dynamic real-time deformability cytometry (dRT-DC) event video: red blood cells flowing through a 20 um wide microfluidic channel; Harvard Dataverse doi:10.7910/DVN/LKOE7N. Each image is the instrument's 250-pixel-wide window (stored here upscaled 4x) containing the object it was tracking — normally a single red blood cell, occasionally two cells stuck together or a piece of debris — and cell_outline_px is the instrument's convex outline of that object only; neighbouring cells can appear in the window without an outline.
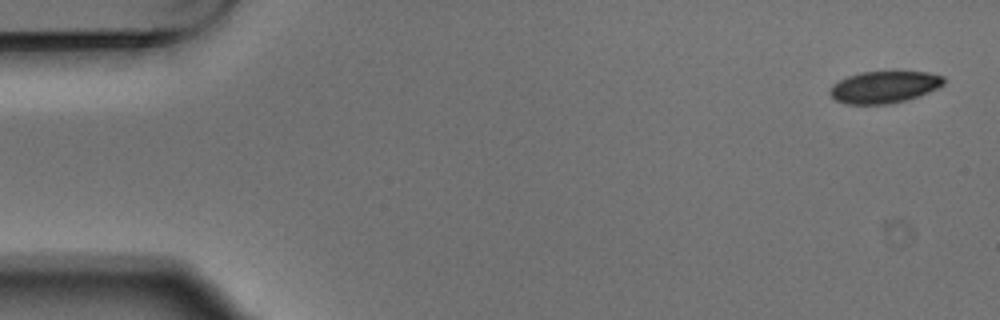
{"species": "Egyptian fruit bat (a non-hibernating species)", "species_latin": "Rousettus aegyptiacus", "temperature_condition": "warm", "stored_images_in_passage": 5, "camera_frame_rate_fps": 3000, "um_per_image_px": 0.085, "animal": {"sex": "male"}, "frame": {"image": 1, "passage_image": 1, "time_ms": 0.0, "image_size_px": [1000, 320], "cell_outline_px": [[944, 84], [928, 92], [904, 100], [888, 104], [844, 104], [836, 100], [828, 92], [832, 84], [848, 76], [860, 72], [928, 72], [944, 76]], "centroid_in_image_um": [75.12, 7.4], "position_along_channel_um": 9.9, "area_um2": 20.98}}
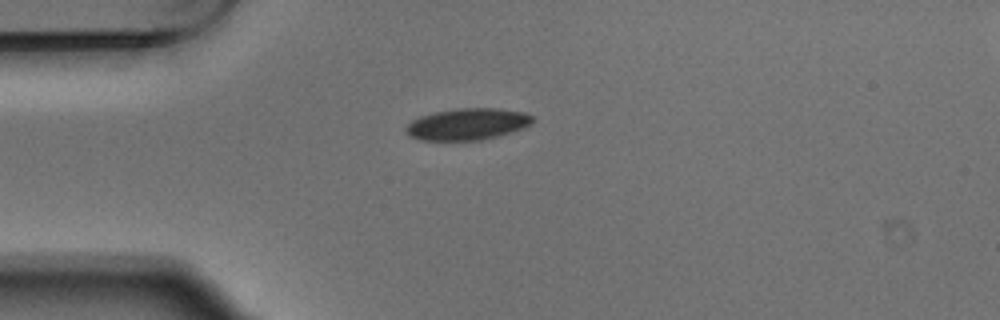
{"frame": {"image": 2, "passage_image": 4, "time_ms": 1.0, "image_size_px": [1000, 320], "cell_outline_px": [[532, 120], [528, 124], [520, 128], [496, 136], [480, 140], [420, 140], [408, 136], [404, 128], [412, 120], [420, 116], [436, 112], [460, 108], [496, 108], [524, 112], [532, 116]], "centroid_in_image_um": [39.65, 10.55], "position_along_channel_um": 45.3, "area_um2": 22.95}}
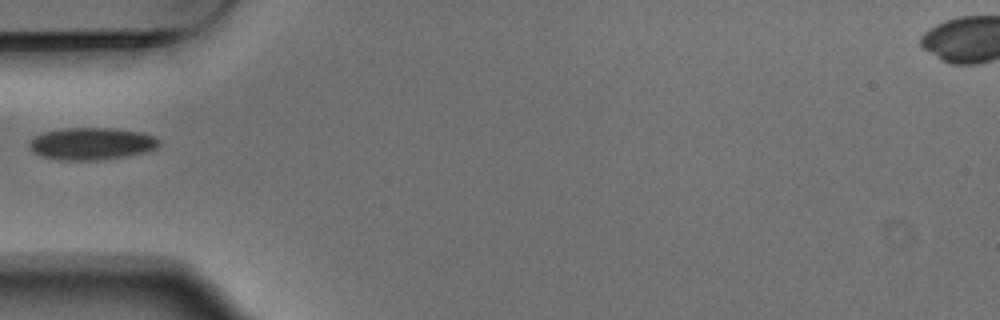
{"frame": {"image": 3, "passage_image": 5, "time_ms": 1.333, "image_size_px": [1000, 320], "cell_outline_px": [[160, 144], [156, 148], [148, 152], [104, 160], [60, 160], [40, 156], [32, 152], [28, 144], [36, 136], [44, 132], [64, 128], [112, 128], [140, 132], [156, 136], [160, 140]], "centroid_in_image_um": [7.82, 12.22], "position_along_channel_um": 77.2, "area_um2": 24.57}}